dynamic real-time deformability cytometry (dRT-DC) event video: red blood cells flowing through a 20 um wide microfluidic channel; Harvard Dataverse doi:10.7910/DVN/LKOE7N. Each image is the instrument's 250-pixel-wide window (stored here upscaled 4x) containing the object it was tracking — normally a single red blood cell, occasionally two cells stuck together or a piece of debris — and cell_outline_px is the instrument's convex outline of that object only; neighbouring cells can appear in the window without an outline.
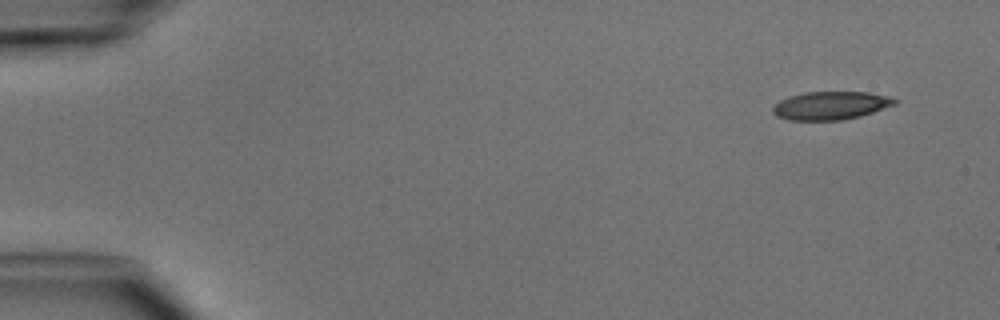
{"species": "common noctule bat (a hibernating species)", "species_latin": "Nyctalus noctula", "temperature_condition": "cold", "stored_images_in_passage": 3, "camera_frame_rate_fps": 3000, "um_per_image_px": 0.085, "animal": {"sex": "male", "body_mass_g": 15.6}, "frame": {"image": 1, "passage_image": 1, "time_ms": 0.0, "image_size_px": [1000, 320], "cell_outline_px": [[900, 100], [896, 104], [860, 116], [840, 120], [788, 120], [776, 116], [772, 112], [772, 108], [780, 100], [788, 96], [804, 92], [868, 92], [892, 96]], "centroid_in_image_um": [70.63, 8.96], "position_along_channel_um": 14.4, "area_um2": 20.17}}